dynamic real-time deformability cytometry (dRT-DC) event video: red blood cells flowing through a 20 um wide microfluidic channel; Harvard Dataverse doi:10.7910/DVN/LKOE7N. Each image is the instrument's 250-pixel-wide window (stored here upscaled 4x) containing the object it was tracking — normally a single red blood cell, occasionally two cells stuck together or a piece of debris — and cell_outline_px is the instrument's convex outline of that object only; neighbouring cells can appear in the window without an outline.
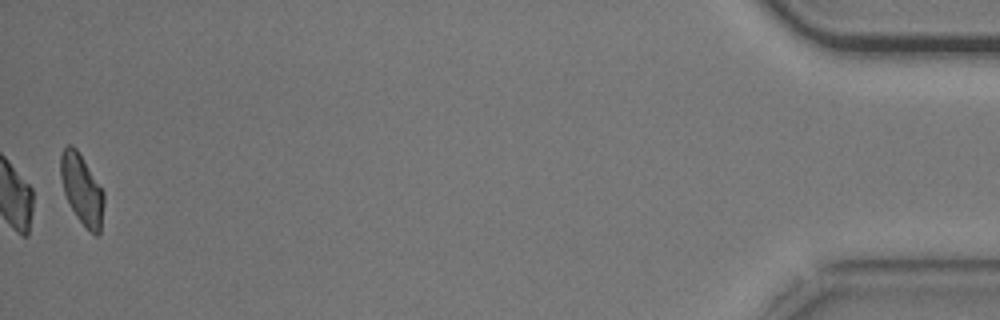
{"species": "common noctule bat (a hibernating species)", "species_latin": "Nyctalus noctula", "temperature_condition": "cold", "stored_images_in_passage": 14, "camera_frame_rate_fps": 3000, "um_per_image_px": 0.085, "animal": {"sex": "male", "body_mass_g": 20.5, "forearm_length_mm": 52.5}, "frame": {"image": 1, "passage_image": 14, "time_ms": 4.333, "image_size_px": [1000, 320], "cell_outline_px": [[104, 204], [100, 232], [96, 236], [76, 216], [64, 192], [60, 176], [60, 156], [64, 148], [68, 144], [72, 144], [76, 148], [104, 192]], "centroid_in_image_um": [6.95, 16.07], "position_along_channel_um": 428.2, "area_um2": 17.34}}